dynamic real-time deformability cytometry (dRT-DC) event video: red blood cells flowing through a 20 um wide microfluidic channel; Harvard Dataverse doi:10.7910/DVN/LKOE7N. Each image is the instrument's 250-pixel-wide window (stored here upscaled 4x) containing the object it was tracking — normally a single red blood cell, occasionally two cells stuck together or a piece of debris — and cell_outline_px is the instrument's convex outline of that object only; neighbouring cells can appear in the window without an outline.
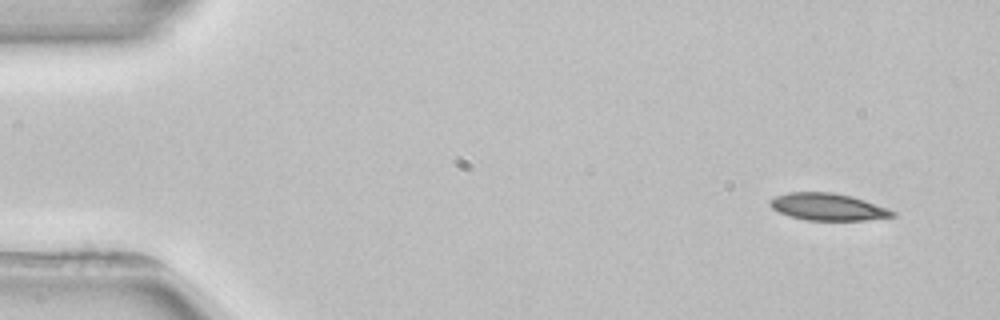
{"species": "common noctule bat (a hibernating species)", "species_latin": "Nyctalus noctula", "temperature_condition": "room temperature", "stored_images_in_passage": 3, "camera_frame_rate_fps": 3000, "um_per_image_px": 0.085, "animal": {"sex": "female", "body_mass_g": 22.7, "forearm_length_mm": 54.2}, "frame": {"image": 1, "passage_image": 1, "time_ms": 0.0, "image_size_px": [1000, 320], "cell_outline_px": [[896, 216], [864, 220], [808, 220], [792, 216], [780, 212], [772, 208], [768, 204], [768, 200], [776, 196], [788, 192], [832, 192], [852, 196], [888, 208], [896, 212]], "centroid_in_image_um": [70.37, 17.57], "position_along_channel_um": 14.6, "area_um2": 19.25}}
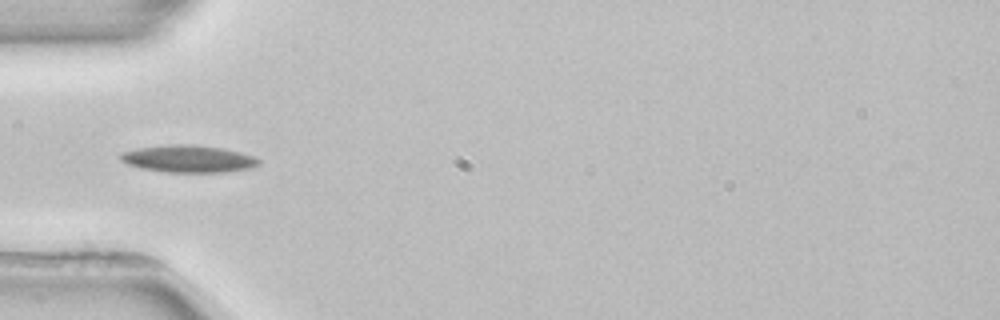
{"frame": {"image": 2, "passage_image": 3, "time_ms": 4.333, "image_size_px": [1000, 320], "cell_outline_px": [[260, 164], [252, 168], [228, 172], [164, 172], [140, 168], [128, 164], [120, 160], [120, 152], [140, 148], [168, 144], [196, 144], [220, 148], [240, 152], [252, 156], [260, 160]], "centroid_in_image_um": [16.01, 13.5], "position_along_channel_um": 69.0, "area_um2": 22.02}}